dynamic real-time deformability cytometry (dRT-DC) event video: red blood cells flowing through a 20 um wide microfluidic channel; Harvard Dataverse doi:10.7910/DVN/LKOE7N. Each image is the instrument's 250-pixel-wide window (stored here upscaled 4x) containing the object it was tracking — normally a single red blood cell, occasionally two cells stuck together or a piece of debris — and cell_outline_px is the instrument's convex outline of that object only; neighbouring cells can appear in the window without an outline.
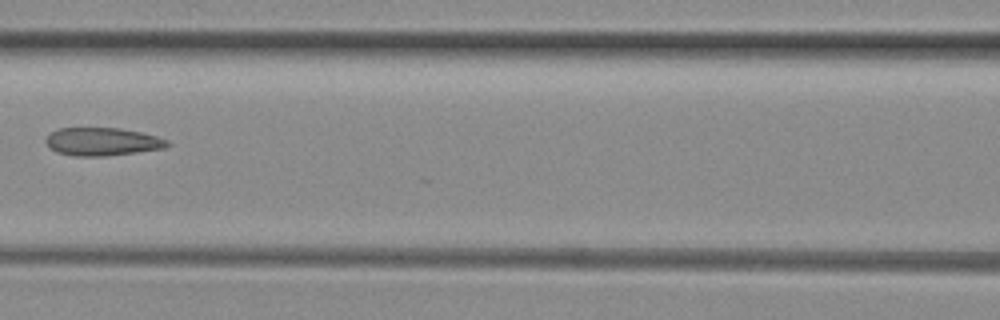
{"species": "common noctule bat (a hibernating species)", "species_latin": "Nyctalus noctula", "temperature_condition": "room temperature", "stored_images_in_passage": 8, "camera_frame_rate_fps": 3000, "um_per_image_px": 0.085, "animal": {"sex": "female", "body_mass_g": 29.2, "forearm_length_mm": 56.3}, "frame": {"image": 1, "passage_image": 6, "time_ms": 1.667, "image_size_px": [1000, 320], "cell_outline_px": [[172, 144], [164, 148], [136, 152], [104, 156], [76, 156], [56, 152], [44, 140], [52, 132], [60, 128], [120, 128], [140, 132], [156, 136], [168, 140]], "centroid_in_image_um": [8.73, 12.04], "position_along_channel_um": 157.9, "area_um2": 19.65}}
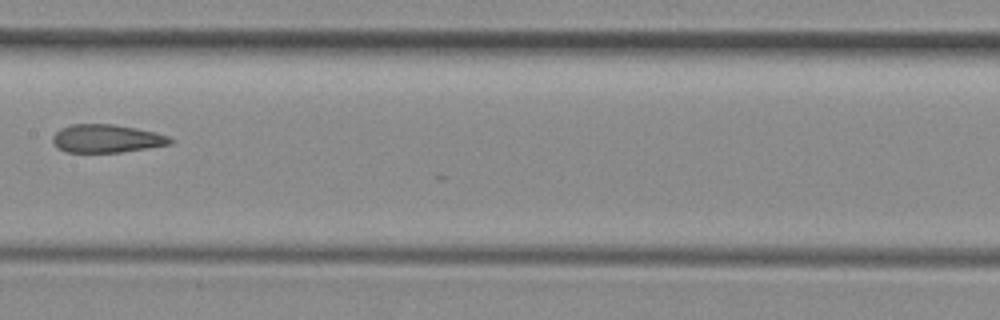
{"frame": {"image": 2, "passage_image": 7, "time_ms": 2.0, "image_size_px": [1000, 320], "cell_outline_px": [[176, 140], [172, 144], [148, 148], [120, 152], [64, 152], [52, 140], [52, 136], [60, 128], [72, 124], [112, 124], [136, 128], [168, 136]], "centroid_in_image_um": [9.08, 11.78], "position_along_channel_um": 198.3, "area_um2": 19.19}}
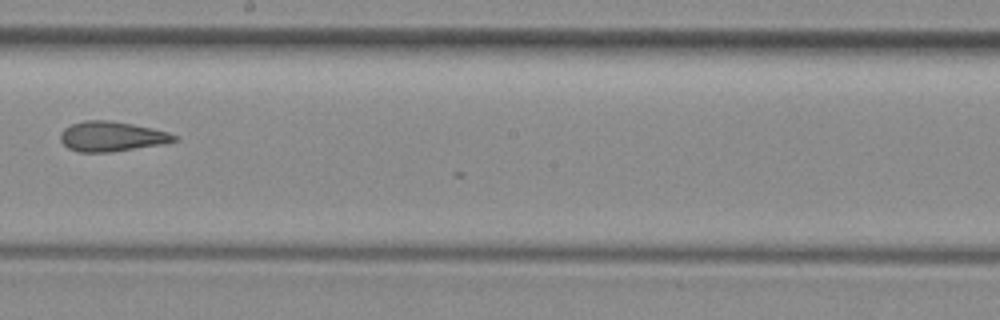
{"frame": {"image": 3, "passage_image": 8, "time_ms": 2.333, "image_size_px": [1000, 320], "cell_outline_px": [[176, 140], [164, 144], [112, 152], [80, 152], [68, 148], [60, 140], [60, 132], [64, 128], [72, 124], [84, 120], [112, 120], [152, 128], [168, 132], [176, 136]], "centroid_in_image_um": [9.47, 11.59], "position_along_channel_um": 238.7, "area_um2": 19.88}}